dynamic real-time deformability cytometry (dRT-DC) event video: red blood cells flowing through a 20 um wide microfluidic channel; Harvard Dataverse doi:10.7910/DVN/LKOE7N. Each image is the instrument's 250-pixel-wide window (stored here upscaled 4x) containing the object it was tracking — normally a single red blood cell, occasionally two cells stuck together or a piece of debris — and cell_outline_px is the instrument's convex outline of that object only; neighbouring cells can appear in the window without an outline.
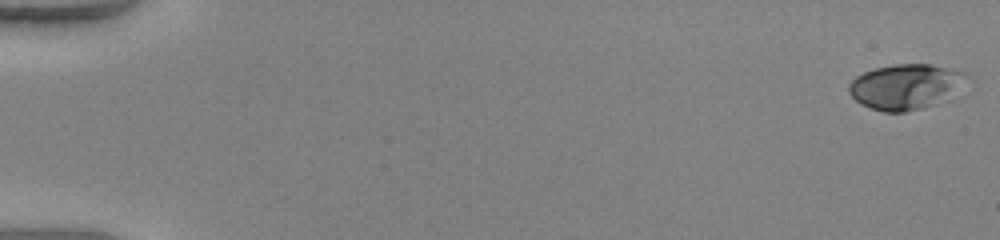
{"species": "human", "species_latin": "Homo sapiens", "temperature_condition": "warm", "stored_images_in_passage": 51, "camera_frame_rate_fps": 3000, "um_per_image_px": 0.085, "donor": {"sex": "female"}, "frame": {"image": 1, "passage_image": 1, "time_ms": 0.0, "image_size_px": [1000, 240], "cell_outline_px": [[972, 76], [936, 104], [904, 112], [884, 112], [860, 104], [848, 92], [848, 84], [856, 76], [864, 72], [876, 68], [896, 64], [928, 64], [968, 72]], "centroid_in_image_um": [76.94, 7.35], "position_along_channel_um": 8.1, "area_um2": 30.69}}
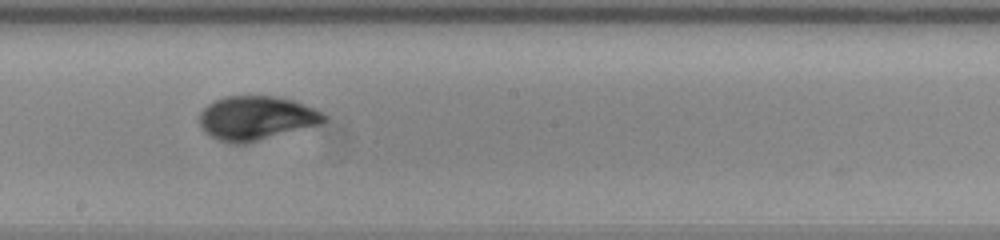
{"frame": {"image": 2, "passage_image": 30, "time_ms": 9.667, "image_size_px": [1000, 240], "cell_outline_px": [[328, 120], [320, 124], [244, 144], [232, 144], [220, 140], [204, 132], [200, 124], [200, 112], [208, 104], [224, 96], [276, 96], [292, 100], [304, 104], [328, 116]], "centroid_in_image_um": [21.78, 10.03], "position_along_channel_um": 226.4, "area_um2": 31.73}}
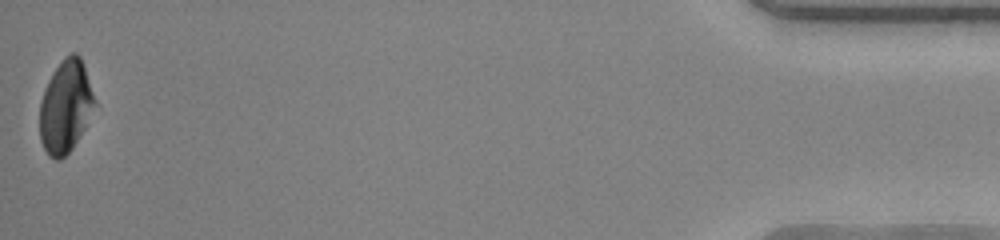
{"frame": {"image": 3, "passage_image": 51, "time_ms": 16.667, "image_size_px": [1000, 240], "cell_outline_px": [[96, 104], [84, 128], [72, 148], [60, 160], [56, 160], [48, 156], [40, 140], [40, 100], [48, 80], [52, 72], [64, 56], [72, 52], [76, 52], [80, 56], [96, 100]], "centroid_in_image_um": [5.56, 9.04], "position_along_channel_um": 429.6, "area_um2": 29.54}, "authors_computed_cell_mechanics": {"area_um2": 30.6918, "velocity_mm_per_s": 4.1287, "shape_relaxation_time_tau1_ms": 3.7411, "shape_relaxation_time_tau2_ms": null, "deformation_change_tau1": 0.1951, "deformation_change_tau2": null}}